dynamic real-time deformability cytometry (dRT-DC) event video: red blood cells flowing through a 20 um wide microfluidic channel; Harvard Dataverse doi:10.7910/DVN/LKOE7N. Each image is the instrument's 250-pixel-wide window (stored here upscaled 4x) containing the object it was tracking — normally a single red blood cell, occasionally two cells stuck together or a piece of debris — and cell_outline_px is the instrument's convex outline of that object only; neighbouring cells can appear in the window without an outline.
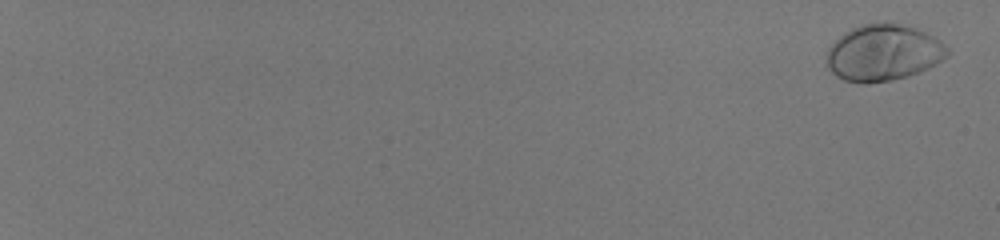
{"species": "human", "species_latin": "Homo sapiens", "temperature_condition": "room temperature", "stored_images_in_passage": 49, "camera_frame_rate_fps": 3000, "um_per_image_px": 0.085, "donor": {"sex": "male"}, "frame": {"image": 1, "passage_image": 2, "time_ms": 0.333, "image_size_px": [1000, 240], "cell_outline_px": [[948, 56], [928, 68], [908, 76], [888, 80], [864, 84], [844, 80], [836, 76], [828, 68], [828, 48], [844, 32], [852, 28], [864, 24], [896, 24], [912, 28], [924, 32], [940, 40], [948, 48]], "centroid_in_image_um": [75.08, 4.51], "position_along_channel_um": 9.9, "area_um2": 38.9}}
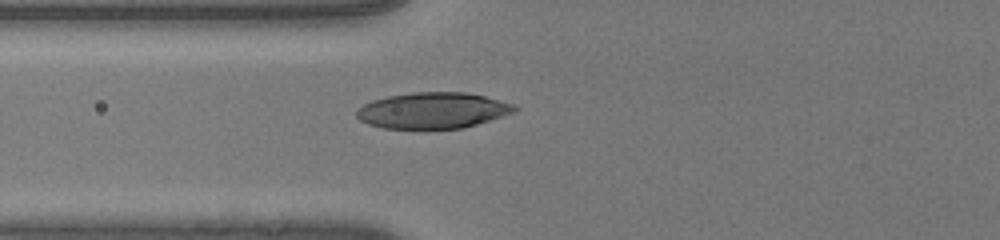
{"frame": {"image": 2, "passage_image": 29, "time_ms": 9.333, "image_size_px": [1000, 240], "cell_outline_px": [[520, 108], [516, 112], [464, 128], [384, 128], [368, 124], [360, 120], [356, 116], [356, 108], [372, 100], [388, 96], [412, 92], [468, 92], [484, 96], [512, 104]], "centroid_in_image_um": [36.78, 9.38], "position_along_channel_um": 89.0, "area_um2": 33.18}}
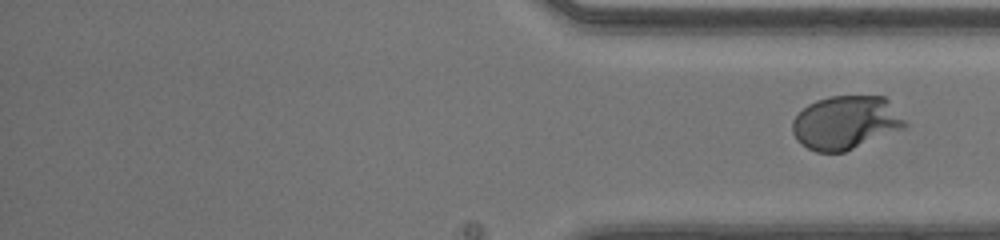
{"frame": {"image": 3, "passage_image": 49, "time_ms": 16.0, "image_size_px": [1000, 240], "cell_outline_px": [[908, 124], [904, 128], [844, 152], [816, 152], [800, 144], [796, 140], [792, 132], [792, 120], [808, 104], [816, 100], [828, 96], [884, 96], [888, 100]], "centroid_in_image_um": [71.86, 10.42], "position_along_channel_um": 363.3, "area_um2": 35.03}}